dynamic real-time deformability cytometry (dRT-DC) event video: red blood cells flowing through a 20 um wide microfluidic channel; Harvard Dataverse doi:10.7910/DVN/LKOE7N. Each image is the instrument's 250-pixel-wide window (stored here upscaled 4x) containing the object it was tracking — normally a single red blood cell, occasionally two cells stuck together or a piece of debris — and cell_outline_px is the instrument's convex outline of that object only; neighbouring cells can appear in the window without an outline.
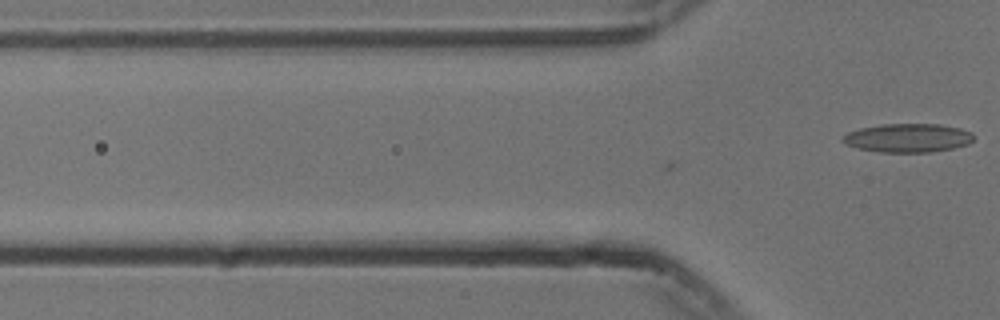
{"species": "common noctule bat (a hibernating species)", "species_latin": "Nyctalus noctula", "temperature_condition": "cold", "stored_images_in_passage": 4, "camera_frame_rate_fps": 3000, "um_per_image_px": 0.085, "animal": {"sex": "male", "body_mass_g": 13.3}, "frame": {"image": 1, "passage_image": 4, "time_ms": 1.0, "image_size_px": [1000, 320], "cell_outline_px": [[976, 136], [968, 144], [952, 148], [932, 152], [876, 152], [856, 148], [844, 144], [840, 140], [840, 136], [848, 132], [860, 128], [884, 124], [940, 124], [960, 128], [972, 132]], "centroid_in_image_um": [77.13, 11.72], "position_along_channel_um": 48.7, "area_um2": 22.2}}